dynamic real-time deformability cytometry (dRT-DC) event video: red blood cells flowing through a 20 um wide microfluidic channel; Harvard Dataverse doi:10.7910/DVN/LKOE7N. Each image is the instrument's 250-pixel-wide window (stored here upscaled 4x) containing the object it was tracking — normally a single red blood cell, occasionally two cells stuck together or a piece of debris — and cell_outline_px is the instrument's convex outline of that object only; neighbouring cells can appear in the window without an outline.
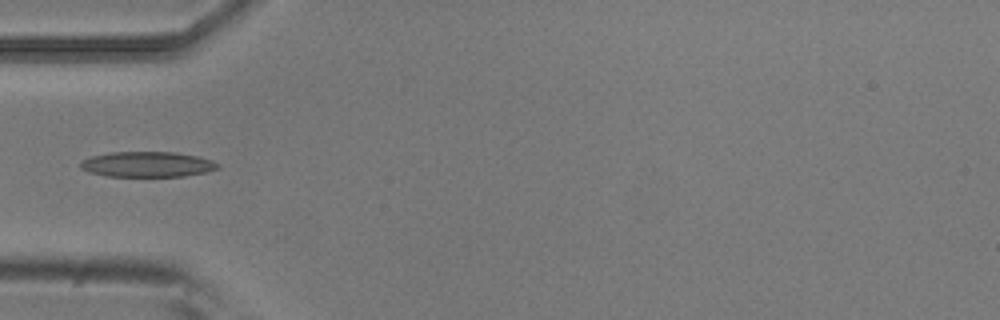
{"species": "common noctule bat (a hibernating species)", "species_latin": "Nyctalus noctula", "temperature_condition": "room temperature", "stored_images_in_passage": 6, "camera_frame_rate_fps": 3000, "um_per_image_px": 0.085, "animal": {"sex": "male", "body_mass_g": 20.5, "forearm_length_mm": 52.5}, "frame": {"image": 1, "passage_image": 5, "time_ms": 1.333, "image_size_px": [1000, 320], "cell_outline_px": [[220, 168], [204, 172], [184, 176], [108, 176], [88, 172], [80, 168], [80, 160], [92, 156], [108, 152], [176, 152], [196, 156], [212, 160], [220, 164]], "centroid_in_image_um": [12.5, 13.96], "position_along_channel_um": 72.5, "area_um2": 20.35}}
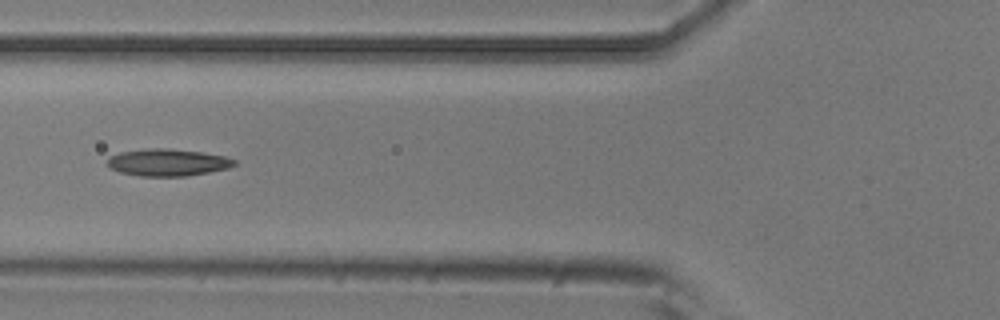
{"frame": {"image": 2, "passage_image": 6, "time_ms": 1.667, "image_size_px": [1000, 320], "cell_outline_px": [[236, 164], [228, 168], [188, 176], [140, 176], [120, 172], [108, 168], [108, 160], [112, 156], [120, 152], [144, 148], [168, 148], [200, 152], [224, 156], [236, 160]], "centroid_in_image_um": [14.24, 13.8], "position_along_channel_um": 111.6, "area_um2": 20.0}}